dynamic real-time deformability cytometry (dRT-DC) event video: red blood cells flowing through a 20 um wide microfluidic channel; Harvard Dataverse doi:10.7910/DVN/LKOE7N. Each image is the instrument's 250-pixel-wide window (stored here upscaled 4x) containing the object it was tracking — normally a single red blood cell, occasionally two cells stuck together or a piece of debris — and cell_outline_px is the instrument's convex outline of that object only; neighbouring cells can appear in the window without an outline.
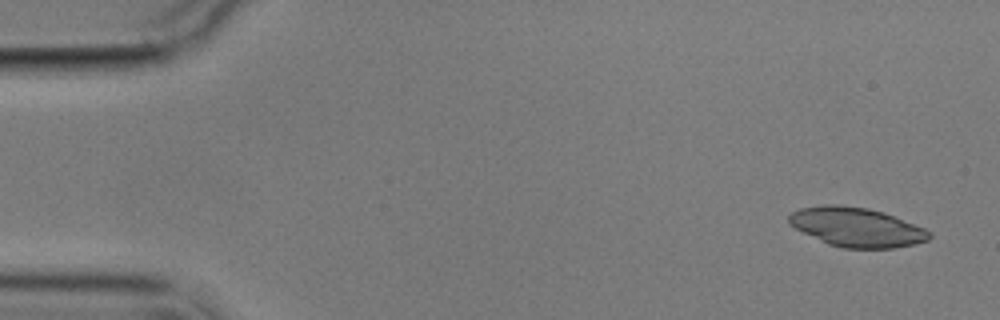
{"species": "common noctule bat (a hibernating species)", "species_latin": "Nyctalus noctula", "temperature_condition": "cold", "stored_images_in_passage": 4, "camera_frame_rate_fps": 3000, "um_per_image_px": 0.085, "animal": {"sex": "male", "body_mass_g": 17.9}, "frame": {"image": 1, "passage_image": 1, "time_ms": 0.0, "image_size_px": [1000, 320], "cell_outline_px": [[932, 236], [928, 240], [912, 244], [892, 248], [844, 248], [828, 244], [788, 224], [788, 216], [792, 212], [800, 208], [824, 204], [840, 204], [868, 208], [884, 212], [924, 228], [932, 232]], "centroid_in_image_um": [72.8, 19.29], "position_along_channel_um": 12.2, "area_um2": 32.02}}